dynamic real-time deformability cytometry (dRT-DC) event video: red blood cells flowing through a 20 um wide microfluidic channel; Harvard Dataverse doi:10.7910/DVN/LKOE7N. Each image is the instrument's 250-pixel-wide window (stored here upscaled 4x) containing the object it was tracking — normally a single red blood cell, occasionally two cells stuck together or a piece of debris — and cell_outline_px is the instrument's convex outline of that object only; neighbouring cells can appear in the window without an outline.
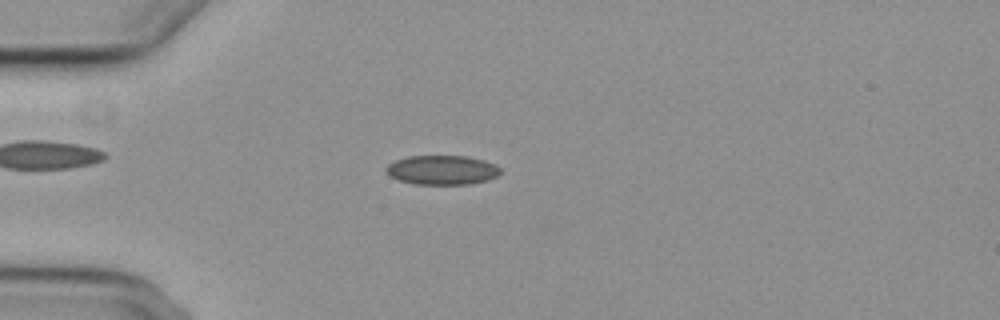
{"species": "common noctule bat (a hibernating species)", "species_latin": "Nyctalus noctula", "temperature_condition": "cold", "stored_images_in_passage": 5, "camera_frame_rate_fps": 3000, "um_per_image_px": 0.085, "animal": {"sex": "female", "body_mass_g": 29.2, "forearm_length_mm": 56.3}, "frame": {"image": 1, "passage_image": 3, "time_ms": 2.333, "image_size_px": [1000, 320], "cell_outline_px": [[500, 172], [496, 176], [488, 180], [468, 184], [416, 184], [400, 180], [392, 176], [384, 168], [388, 164], [396, 160], [408, 156], [464, 156], [484, 160], [496, 164], [500, 168]], "centroid_in_image_um": [37.6, 14.44], "position_along_channel_um": 47.4, "area_um2": 19.36}}
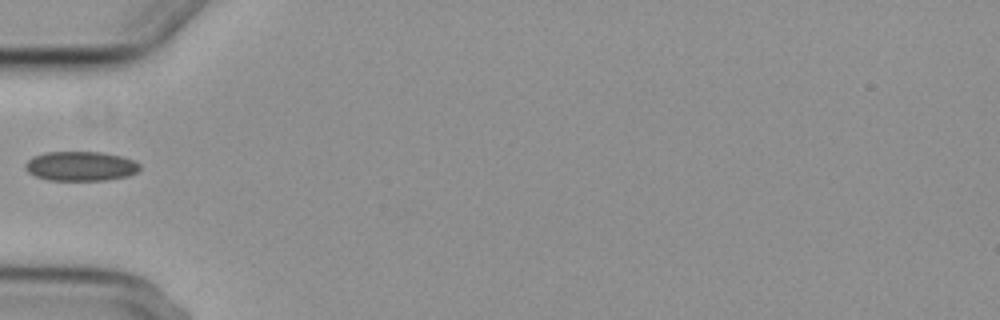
{"frame": {"image": 2, "passage_image": 4, "time_ms": 3.667, "image_size_px": [1000, 320], "cell_outline_px": [[140, 168], [136, 172], [128, 176], [108, 180], [48, 180], [36, 176], [28, 172], [24, 168], [24, 164], [32, 156], [44, 152], [100, 152], [120, 156], [132, 160], [140, 164]], "centroid_in_image_um": [6.82, 14.12], "position_along_channel_um": 78.2, "area_um2": 19.71}}
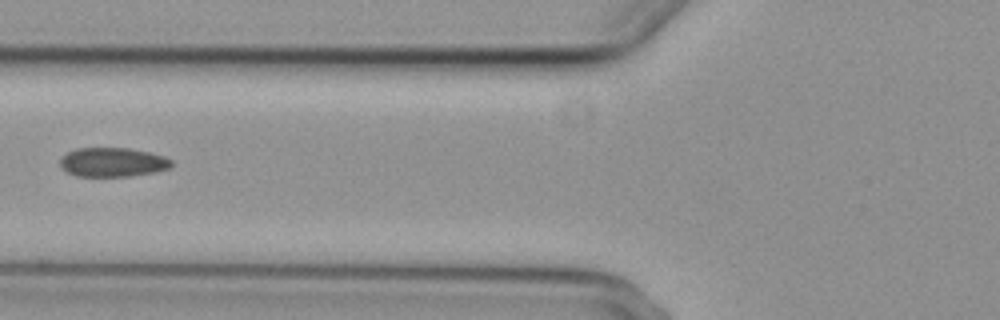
{"frame": {"image": 3, "passage_image": 5, "time_ms": 4.667, "image_size_px": [1000, 320], "cell_outline_px": [[172, 168], [156, 172], [128, 176], [76, 176], [60, 168], [60, 160], [68, 152], [76, 148], [128, 148], [148, 152], [164, 156], [172, 160]], "centroid_in_image_um": [9.59, 13.79], "position_along_channel_um": 116.2, "area_um2": 18.96}}